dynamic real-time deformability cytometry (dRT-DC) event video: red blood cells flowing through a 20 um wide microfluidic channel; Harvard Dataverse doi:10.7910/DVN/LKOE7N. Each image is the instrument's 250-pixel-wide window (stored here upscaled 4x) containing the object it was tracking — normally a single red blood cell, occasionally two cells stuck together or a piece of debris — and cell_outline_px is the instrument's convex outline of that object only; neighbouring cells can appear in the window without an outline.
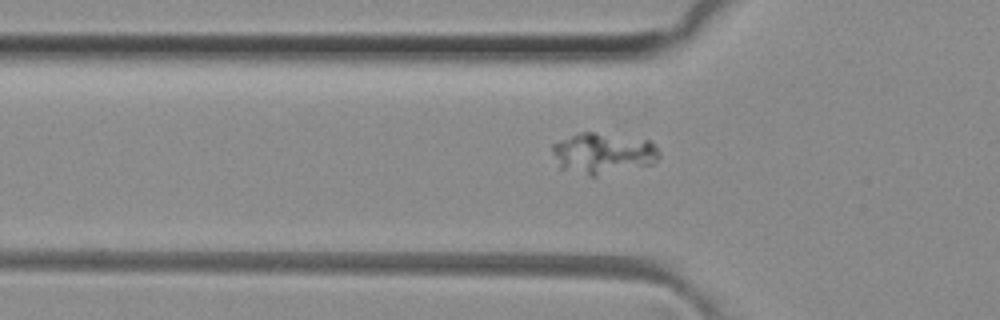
{"species": "common noctule bat (a hibernating species)", "species_latin": "Nyctalus noctula", "temperature_condition": "room temperature", "stored_images_in_passage": 32, "camera_frame_rate_fps": 3000, "um_per_image_px": 0.085, "animal": {"sex": "female", "body_mass_g": 29.2, "forearm_length_mm": 56.3}, "frame": {"image": 1, "passage_image": 2, "time_ms": 0.333, "image_size_px": [1000, 320], "cell_outline_px": [[660, 156], [652, 164], [596, 176], [588, 176], [560, 168], [552, 152], [552, 144], [560, 140], [580, 132], [596, 132], [652, 140], [660, 152]], "centroid_in_image_um": [51.28, 13.02], "position_along_channel_um": 74.5, "area_um2": 25.66}}
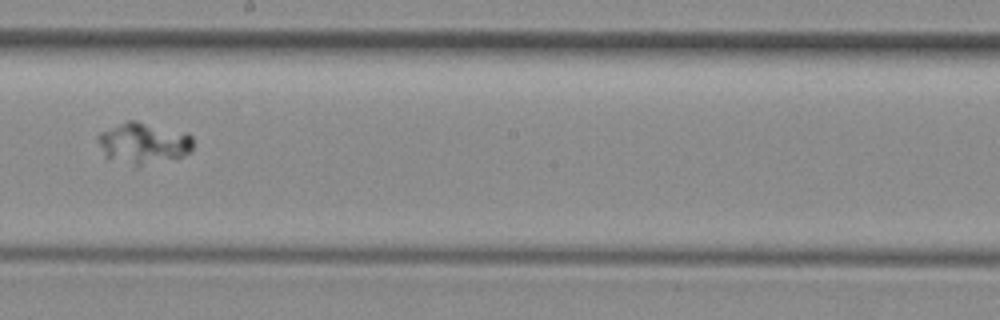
{"frame": {"image": 2, "passage_image": 14, "time_ms": 4.333, "image_size_px": [1000, 320], "cell_outline_px": [[192, 152], [184, 156], [140, 164], [136, 164], [104, 156], [96, 136], [100, 132], [128, 120], [136, 120], [184, 132], [192, 136]], "centroid_in_image_um": [12.21, 12.12], "position_along_channel_um": 236.0, "area_um2": 22.2}}
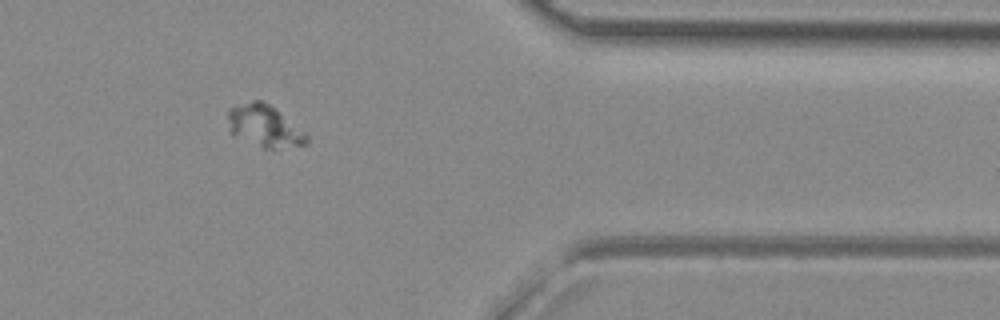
{"frame": {"image": 3, "passage_image": 27, "time_ms": 8.667, "image_size_px": [1000, 320], "cell_outline_px": [[308, 144], [272, 148], [264, 148], [228, 132], [228, 108], [252, 100], [260, 100], [268, 104], [304, 132], [308, 136]], "centroid_in_image_um": [22.43, 10.7], "position_along_channel_um": 389.0, "area_um2": 18.67}}